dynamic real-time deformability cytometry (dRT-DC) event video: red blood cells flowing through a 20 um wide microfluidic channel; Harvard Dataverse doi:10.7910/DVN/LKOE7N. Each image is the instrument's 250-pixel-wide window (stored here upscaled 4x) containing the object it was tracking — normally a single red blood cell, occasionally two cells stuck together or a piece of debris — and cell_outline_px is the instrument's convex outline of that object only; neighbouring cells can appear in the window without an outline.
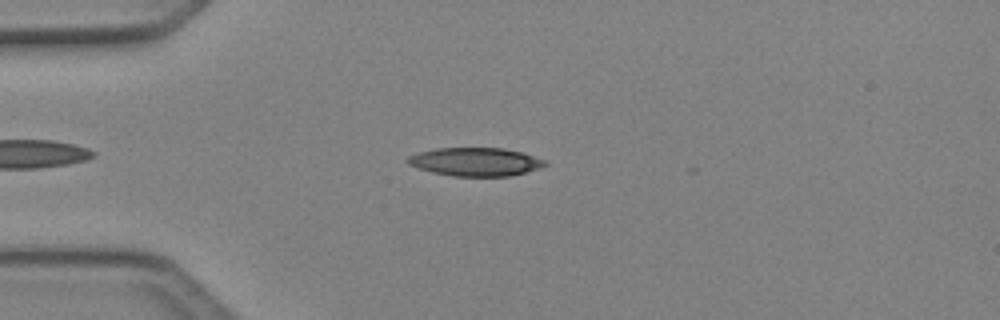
{"species": "Egyptian fruit bat (a non-hibernating species)", "species_latin": "Rousettus aegyptiacus", "temperature_condition": "cold", "stored_images_in_passage": 10, "camera_frame_rate_fps": 3000, "um_per_image_px": 0.085, "animal": {"sex": "female"}, "frame": {"image": 1, "passage_image": 7, "time_ms": 2.0, "image_size_px": [1000, 320], "cell_outline_px": [[548, 164], [540, 168], [508, 176], [452, 176], [432, 172], [408, 164], [404, 160], [408, 156], [420, 152], [436, 148], [504, 148], [520, 152], [544, 160]], "centroid_in_image_um": [40.38, 13.75], "position_along_channel_um": 44.6, "area_um2": 22.48}}